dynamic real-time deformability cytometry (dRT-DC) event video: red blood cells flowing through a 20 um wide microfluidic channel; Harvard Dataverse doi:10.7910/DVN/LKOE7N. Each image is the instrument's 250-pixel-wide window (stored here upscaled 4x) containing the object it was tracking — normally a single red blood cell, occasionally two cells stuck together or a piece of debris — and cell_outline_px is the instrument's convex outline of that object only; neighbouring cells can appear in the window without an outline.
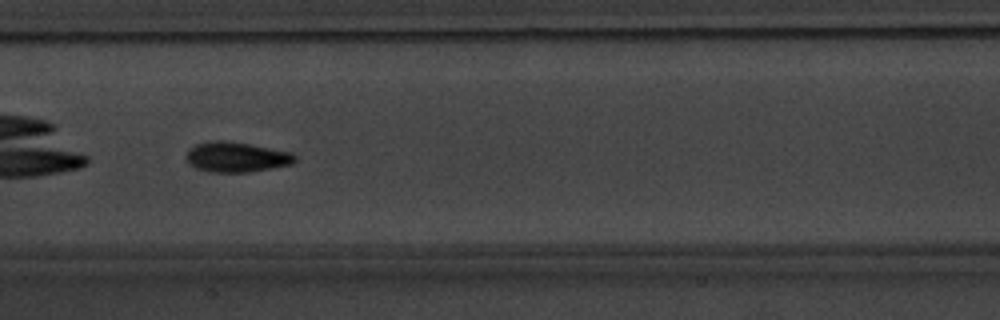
{"species": "common noctule bat (a hibernating species)", "species_latin": "Nyctalus noctula", "temperature_condition": "warm", "stored_images_in_passage": 37, "camera_frame_rate_fps": 3000, "um_per_image_px": 0.085, "animal": {"sex": "male", "body_mass_g": 20.1, "forearm_length_mm": 53.5}, "frame": {"image": 1, "passage_image": 11, "time_ms": 3.333, "image_size_px": [1000, 320], "cell_outline_px": [[296, 160], [292, 164], [248, 172], [208, 172], [196, 168], [188, 164], [184, 160], [184, 156], [188, 148], [196, 144], [208, 140], [224, 140], [252, 144], [292, 152], [296, 156]], "centroid_in_image_um": [20.03, 13.33], "position_along_channel_um": 187.4, "area_um2": 19.54}}
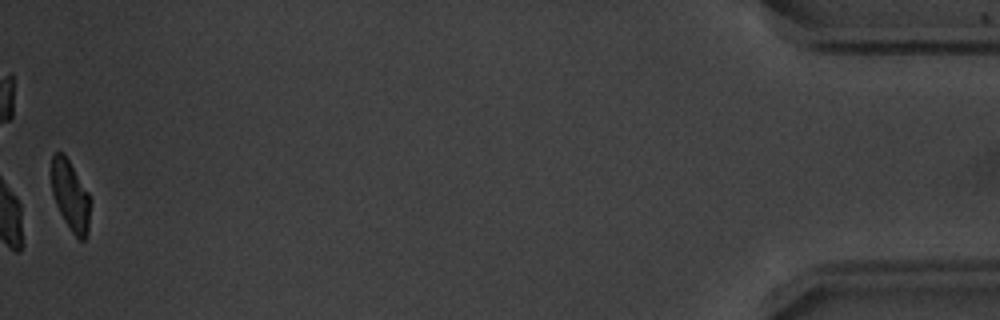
{"frame": {"image": 2, "passage_image": 37, "time_ms": 12.0, "image_size_px": [1000, 320], "cell_outline_px": [[88, 236], [84, 240], [80, 240], [72, 232], [64, 220], [56, 204], [52, 192], [52, 156], [56, 152], [64, 152], [88, 192]], "centroid_in_image_um": [5.96, 16.61], "position_along_channel_um": 429.2, "area_um2": 15.43}, "authors_computed_cell_mechanics": {"area_um2": 17.629, "velocity_mm_per_s": 3.8116, "shape_relaxation_time_tau1_ms": 2.2644, "shape_relaxation_time_tau2_ms": 1.7639, "deformation_change_tau1": 0.1414, "deformation_change_tau2": 0.0677}}